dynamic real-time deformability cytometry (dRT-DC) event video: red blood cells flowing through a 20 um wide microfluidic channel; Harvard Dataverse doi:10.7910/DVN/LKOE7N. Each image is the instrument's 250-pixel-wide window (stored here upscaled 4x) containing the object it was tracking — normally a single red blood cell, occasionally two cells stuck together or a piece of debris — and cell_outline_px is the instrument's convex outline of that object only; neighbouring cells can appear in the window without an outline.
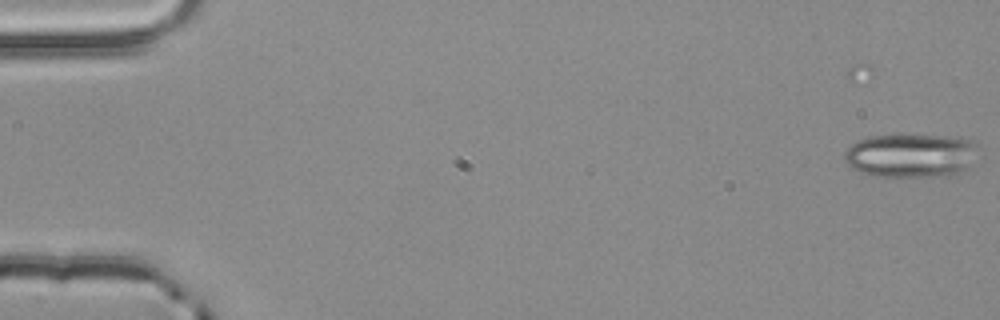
{"species": "common noctule bat (a hibernating species)", "species_latin": "Nyctalus noctula", "temperature_condition": "room temperature", "stored_images_in_passage": 6, "camera_frame_rate_fps": 3000, "um_per_image_px": 0.085, "animal": {"sex": "male", "body_mass_g": 20.4}, "frame": {"image": 1, "passage_image": 6, "time_ms": 1.667, "image_size_px": [1000, 320], "cell_outline_px": [[984, 160], [956, 172], [944, 176], [868, 176], [852, 168], [844, 160], [844, 152], [856, 140], [868, 136], [944, 136], [976, 140]], "centroid_in_image_um": [77.53, 13.22], "position_along_channel_um": 7.5, "area_um2": 34.8}}